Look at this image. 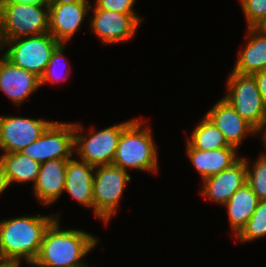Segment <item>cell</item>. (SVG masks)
Masks as SVG:
<instances>
[{
    "label": "cell",
    "instance_id": "6da1fadb",
    "mask_svg": "<svg viewBox=\"0 0 266 267\" xmlns=\"http://www.w3.org/2000/svg\"><path fill=\"white\" fill-rule=\"evenodd\" d=\"M60 224L55 219L46 229L40 251L31 266L90 267L83 259L98 246L100 239L80 229H62Z\"/></svg>",
    "mask_w": 266,
    "mask_h": 267
},
{
    "label": "cell",
    "instance_id": "7a4b0ae2",
    "mask_svg": "<svg viewBox=\"0 0 266 267\" xmlns=\"http://www.w3.org/2000/svg\"><path fill=\"white\" fill-rule=\"evenodd\" d=\"M60 215H25L0 221V255L5 263L29 265L35 261L43 235Z\"/></svg>",
    "mask_w": 266,
    "mask_h": 267
},
{
    "label": "cell",
    "instance_id": "3957f363",
    "mask_svg": "<svg viewBox=\"0 0 266 267\" xmlns=\"http://www.w3.org/2000/svg\"><path fill=\"white\" fill-rule=\"evenodd\" d=\"M145 119H131L124 127L112 164L128 171L136 169L158 173V152L149 125Z\"/></svg>",
    "mask_w": 266,
    "mask_h": 267
},
{
    "label": "cell",
    "instance_id": "277c9868",
    "mask_svg": "<svg viewBox=\"0 0 266 267\" xmlns=\"http://www.w3.org/2000/svg\"><path fill=\"white\" fill-rule=\"evenodd\" d=\"M49 33V6L0 4V46L7 40Z\"/></svg>",
    "mask_w": 266,
    "mask_h": 267
},
{
    "label": "cell",
    "instance_id": "5b68a950",
    "mask_svg": "<svg viewBox=\"0 0 266 267\" xmlns=\"http://www.w3.org/2000/svg\"><path fill=\"white\" fill-rule=\"evenodd\" d=\"M227 94L223 97L232 108L260 134L266 128V105L251 74L230 72Z\"/></svg>",
    "mask_w": 266,
    "mask_h": 267
},
{
    "label": "cell",
    "instance_id": "8992f818",
    "mask_svg": "<svg viewBox=\"0 0 266 267\" xmlns=\"http://www.w3.org/2000/svg\"><path fill=\"white\" fill-rule=\"evenodd\" d=\"M59 44L50 33H44L7 40L0 46V52L6 47L7 50L2 54L9 61L40 78Z\"/></svg>",
    "mask_w": 266,
    "mask_h": 267
},
{
    "label": "cell",
    "instance_id": "52a82bcc",
    "mask_svg": "<svg viewBox=\"0 0 266 267\" xmlns=\"http://www.w3.org/2000/svg\"><path fill=\"white\" fill-rule=\"evenodd\" d=\"M130 121L131 119L99 131L91 128L92 131L88 134H83L84 127L79 122L74 123V153L81 161L94 167L112 164L120 135Z\"/></svg>",
    "mask_w": 266,
    "mask_h": 267
},
{
    "label": "cell",
    "instance_id": "ba28073f",
    "mask_svg": "<svg viewBox=\"0 0 266 267\" xmlns=\"http://www.w3.org/2000/svg\"><path fill=\"white\" fill-rule=\"evenodd\" d=\"M128 171L113 164L96 166L93 178L94 215L108 223L123 198V192L131 176Z\"/></svg>",
    "mask_w": 266,
    "mask_h": 267
},
{
    "label": "cell",
    "instance_id": "9c48e42d",
    "mask_svg": "<svg viewBox=\"0 0 266 267\" xmlns=\"http://www.w3.org/2000/svg\"><path fill=\"white\" fill-rule=\"evenodd\" d=\"M20 153L40 164L51 159H71L74 154V123L53 121L36 141Z\"/></svg>",
    "mask_w": 266,
    "mask_h": 267
},
{
    "label": "cell",
    "instance_id": "30bf717a",
    "mask_svg": "<svg viewBox=\"0 0 266 267\" xmlns=\"http://www.w3.org/2000/svg\"><path fill=\"white\" fill-rule=\"evenodd\" d=\"M49 33L59 42L67 44L81 30V24L91 10L89 0H50Z\"/></svg>",
    "mask_w": 266,
    "mask_h": 267
},
{
    "label": "cell",
    "instance_id": "8fae6325",
    "mask_svg": "<svg viewBox=\"0 0 266 267\" xmlns=\"http://www.w3.org/2000/svg\"><path fill=\"white\" fill-rule=\"evenodd\" d=\"M51 123L46 119L0 116V150L3 153L20 152L36 141Z\"/></svg>",
    "mask_w": 266,
    "mask_h": 267
},
{
    "label": "cell",
    "instance_id": "7c38bea8",
    "mask_svg": "<svg viewBox=\"0 0 266 267\" xmlns=\"http://www.w3.org/2000/svg\"><path fill=\"white\" fill-rule=\"evenodd\" d=\"M93 12L89 20L90 30L106 45L126 42L133 38L143 20L139 15L101 9H93Z\"/></svg>",
    "mask_w": 266,
    "mask_h": 267
},
{
    "label": "cell",
    "instance_id": "4fadbf2b",
    "mask_svg": "<svg viewBox=\"0 0 266 267\" xmlns=\"http://www.w3.org/2000/svg\"><path fill=\"white\" fill-rule=\"evenodd\" d=\"M40 88V78L34 73L19 68L9 61L3 54L0 55V91L20 105Z\"/></svg>",
    "mask_w": 266,
    "mask_h": 267
},
{
    "label": "cell",
    "instance_id": "5bb4252c",
    "mask_svg": "<svg viewBox=\"0 0 266 267\" xmlns=\"http://www.w3.org/2000/svg\"><path fill=\"white\" fill-rule=\"evenodd\" d=\"M199 191L203 197L224 206L230 197L246 183L245 160L241 157L230 168L209 176Z\"/></svg>",
    "mask_w": 266,
    "mask_h": 267
},
{
    "label": "cell",
    "instance_id": "9a60e30c",
    "mask_svg": "<svg viewBox=\"0 0 266 267\" xmlns=\"http://www.w3.org/2000/svg\"><path fill=\"white\" fill-rule=\"evenodd\" d=\"M205 115L223 133L227 143L237 149H239L246 136H255L259 133L223 98L217 101Z\"/></svg>",
    "mask_w": 266,
    "mask_h": 267
},
{
    "label": "cell",
    "instance_id": "2e32d148",
    "mask_svg": "<svg viewBox=\"0 0 266 267\" xmlns=\"http://www.w3.org/2000/svg\"><path fill=\"white\" fill-rule=\"evenodd\" d=\"M68 160L51 159L41 163L40 172L33 186L36 199L43 206L52 205L64 192Z\"/></svg>",
    "mask_w": 266,
    "mask_h": 267
},
{
    "label": "cell",
    "instance_id": "e0dca14e",
    "mask_svg": "<svg viewBox=\"0 0 266 267\" xmlns=\"http://www.w3.org/2000/svg\"><path fill=\"white\" fill-rule=\"evenodd\" d=\"M41 164L20 153H3L0 156V195L11 183L33 182L34 186Z\"/></svg>",
    "mask_w": 266,
    "mask_h": 267
},
{
    "label": "cell",
    "instance_id": "ac0fdd59",
    "mask_svg": "<svg viewBox=\"0 0 266 267\" xmlns=\"http://www.w3.org/2000/svg\"><path fill=\"white\" fill-rule=\"evenodd\" d=\"M95 167L78 159H69L67 163L64 192L70 194L73 199L86 208H92L93 178Z\"/></svg>",
    "mask_w": 266,
    "mask_h": 267
},
{
    "label": "cell",
    "instance_id": "d6986e66",
    "mask_svg": "<svg viewBox=\"0 0 266 267\" xmlns=\"http://www.w3.org/2000/svg\"><path fill=\"white\" fill-rule=\"evenodd\" d=\"M247 29V43L238 53L232 72L252 75L266 70V29Z\"/></svg>",
    "mask_w": 266,
    "mask_h": 267
},
{
    "label": "cell",
    "instance_id": "ffe728a7",
    "mask_svg": "<svg viewBox=\"0 0 266 267\" xmlns=\"http://www.w3.org/2000/svg\"><path fill=\"white\" fill-rule=\"evenodd\" d=\"M189 158L202 180L230 168L241 157L236 147H224L212 151L186 149Z\"/></svg>",
    "mask_w": 266,
    "mask_h": 267
},
{
    "label": "cell",
    "instance_id": "44dd1931",
    "mask_svg": "<svg viewBox=\"0 0 266 267\" xmlns=\"http://www.w3.org/2000/svg\"><path fill=\"white\" fill-rule=\"evenodd\" d=\"M259 198L247 182L239 188L223 206L227 209L233 235L236 236L246 225L258 206Z\"/></svg>",
    "mask_w": 266,
    "mask_h": 267
},
{
    "label": "cell",
    "instance_id": "7402d4cb",
    "mask_svg": "<svg viewBox=\"0 0 266 267\" xmlns=\"http://www.w3.org/2000/svg\"><path fill=\"white\" fill-rule=\"evenodd\" d=\"M189 137H187L186 149L212 151L224 147H234L227 143L223 133L206 115L196 125Z\"/></svg>",
    "mask_w": 266,
    "mask_h": 267
},
{
    "label": "cell",
    "instance_id": "603a6c76",
    "mask_svg": "<svg viewBox=\"0 0 266 267\" xmlns=\"http://www.w3.org/2000/svg\"><path fill=\"white\" fill-rule=\"evenodd\" d=\"M266 236V199L259 200L256 210L236 235L241 243L251 242Z\"/></svg>",
    "mask_w": 266,
    "mask_h": 267
},
{
    "label": "cell",
    "instance_id": "cb8c5ba5",
    "mask_svg": "<svg viewBox=\"0 0 266 267\" xmlns=\"http://www.w3.org/2000/svg\"><path fill=\"white\" fill-rule=\"evenodd\" d=\"M245 160L246 166V182L251 187L253 192L258 196L259 200L266 199V151L261 153L254 161L252 166L247 158ZM252 167V168H251Z\"/></svg>",
    "mask_w": 266,
    "mask_h": 267
},
{
    "label": "cell",
    "instance_id": "d4e9b609",
    "mask_svg": "<svg viewBox=\"0 0 266 267\" xmlns=\"http://www.w3.org/2000/svg\"><path fill=\"white\" fill-rule=\"evenodd\" d=\"M66 44L60 43L55 50L53 51L51 58L49 60V63L47 65V68L45 69L44 73L40 77V87L44 85L45 83H60L61 81H66L69 78V73L71 72V69L69 71V64L66 66L64 69V72L59 71L61 70L60 68H64V64L62 61L69 62L68 59L65 58L64 51H65V46ZM63 65V66H61ZM67 70V71H66ZM63 73V74H62ZM67 73V74H66ZM68 77V78H67ZM63 79V80H62Z\"/></svg>",
    "mask_w": 266,
    "mask_h": 267
},
{
    "label": "cell",
    "instance_id": "484cf974",
    "mask_svg": "<svg viewBox=\"0 0 266 267\" xmlns=\"http://www.w3.org/2000/svg\"><path fill=\"white\" fill-rule=\"evenodd\" d=\"M247 28H260L266 25V0H240Z\"/></svg>",
    "mask_w": 266,
    "mask_h": 267
},
{
    "label": "cell",
    "instance_id": "4316f807",
    "mask_svg": "<svg viewBox=\"0 0 266 267\" xmlns=\"http://www.w3.org/2000/svg\"><path fill=\"white\" fill-rule=\"evenodd\" d=\"M136 0H95V7L91 9H101L117 13L138 15L134 11Z\"/></svg>",
    "mask_w": 266,
    "mask_h": 267
},
{
    "label": "cell",
    "instance_id": "83f0119b",
    "mask_svg": "<svg viewBox=\"0 0 266 267\" xmlns=\"http://www.w3.org/2000/svg\"><path fill=\"white\" fill-rule=\"evenodd\" d=\"M256 80L258 90L263 98L266 105V70L256 72L252 74Z\"/></svg>",
    "mask_w": 266,
    "mask_h": 267
},
{
    "label": "cell",
    "instance_id": "f1b7e54d",
    "mask_svg": "<svg viewBox=\"0 0 266 267\" xmlns=\"http://www.w3.org/2000/svg\"><path fill=\"white\" fill-rule=\"evenodd\" d=\"M50 0H0V4H33V5H49Z\"/></svg>",
    "mask_w": 266,
    "mask_h": 267
},
{
    "label": "cell",
    "instance_id": "f546056e",
    "mask_svg": "<svg viewBox=\"0 0 266 267\" xmlns=\"http://www.w3.org/2000/svg\"><path fill=\"white\" fill-rule=\"evenodd\" d=\"M260 134H262L261 136V139H262V143H264V147H266V128L264 129V131L262 132V133H260ZM263 151H266V149L265 150H263Z\"/></svg>",
    "mask_w": 266,
    "mask_h": 267
},
{
    "label": "cell",
    "instance_id": "4dcf8cb0",
    "mask_svg": "<svg viewBox=\"0 0 266 267\" xmlns=\"http://www.w3.org/2000/svg\"><path fill=\"white\" fill-rule=\"evenodd\" d=\"M20 264H15V263H5L3 266L1 267H20Z\"/></svg>",
    "mask_w": 266,
    "mask_h": 267
},
{
    "label": "cell",
    "instance_id": "1f68e13d",
    "mask_svg": "<svg viewBox=\"0 0 266 267\" xmlns=\"http://www.w3.org/2000/svg\"><path fill=\"white\" fill-rule=\"evenodd\" d=\"M5 264L4 260L2 259L1 255H0V267L3 266Z\"/></svg>",
    "mask_w": 266,
    "mask_h": 267
}]
</instances>
